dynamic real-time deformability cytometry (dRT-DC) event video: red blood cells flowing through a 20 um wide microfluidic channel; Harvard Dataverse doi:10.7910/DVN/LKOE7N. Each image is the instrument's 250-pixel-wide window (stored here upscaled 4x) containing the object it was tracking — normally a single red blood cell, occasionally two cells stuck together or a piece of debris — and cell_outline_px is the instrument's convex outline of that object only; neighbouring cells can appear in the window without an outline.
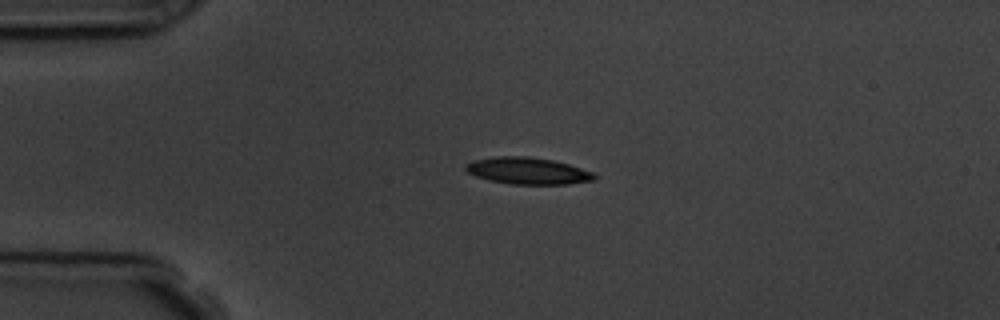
{"species": "common noctule bat (a hibernating species)", "species_latin": "Nyctalus noctula", "temperature_condition": "room temperature", "stored_images_in_passage": 4, "camera_frame_rate_fps": 3000, "um_per_image_px": 0.085, "animal": {"sex": "male", "body_mass_g": 19.5, "forearm_length_mm": 54.6}, "frame": {"image": 1, "passage_image": 2, "time_ms": 1.0, "image_size_px": [1000, 320], "cell_outline_px": [[596, 180], [568, 184], [508, 184], [488, 180], [476, 176], [468, 172], [464, 168], [464, 164], [476, 160], [496, 156], [528, 156], [552, 160], [568, 164], [592, 172], [596, 176]], "centroid_in_image_um": [44.84, 14.52], "position_along_channel_um": 40.2, "area_um2": 20.06}}